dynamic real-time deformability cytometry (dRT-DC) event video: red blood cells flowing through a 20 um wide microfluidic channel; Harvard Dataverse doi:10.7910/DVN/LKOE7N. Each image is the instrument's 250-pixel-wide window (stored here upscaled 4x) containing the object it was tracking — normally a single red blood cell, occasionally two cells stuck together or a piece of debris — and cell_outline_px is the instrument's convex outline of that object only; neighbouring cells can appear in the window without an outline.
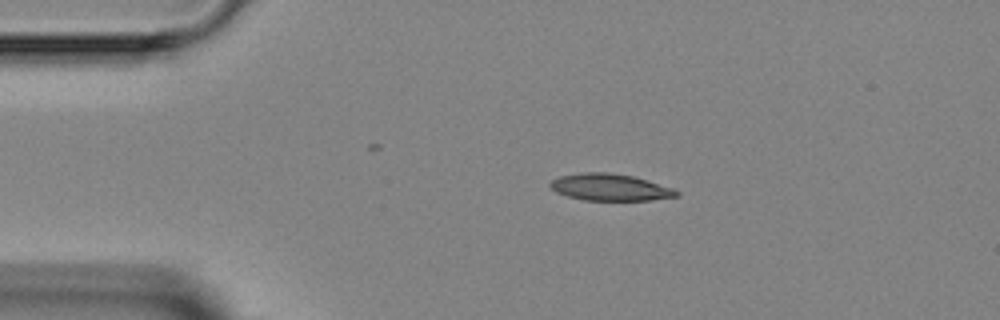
{"species": "Egyptian fruit bat (a non-hibernating species)", "species_latin": "Rousettus aegyptiacus", "temperature_condition": "room temperature", "stored_images_in_passage": 2, "camera_frame_rate_fps": 3000, "um_per_image_px": 0.085, "animal": {"sex": "female"}, "frame": {"image": 1, "passage_image": 1, "time_ms": 0.0, "image_size_px": [1000, 320], "cell_outline_px": [[680, 196], [652, 200], [584, 200], [568, 196], [556, 192], [548, 184], [552, 180], [560, 176], [580, 172], [608, 172], [632, 176], [676, 188], [680, 192]], "centroid_in_image_um": [51.9, 15.92], "position_along_channel_um": 33.1, "area_um2": 19.88}}